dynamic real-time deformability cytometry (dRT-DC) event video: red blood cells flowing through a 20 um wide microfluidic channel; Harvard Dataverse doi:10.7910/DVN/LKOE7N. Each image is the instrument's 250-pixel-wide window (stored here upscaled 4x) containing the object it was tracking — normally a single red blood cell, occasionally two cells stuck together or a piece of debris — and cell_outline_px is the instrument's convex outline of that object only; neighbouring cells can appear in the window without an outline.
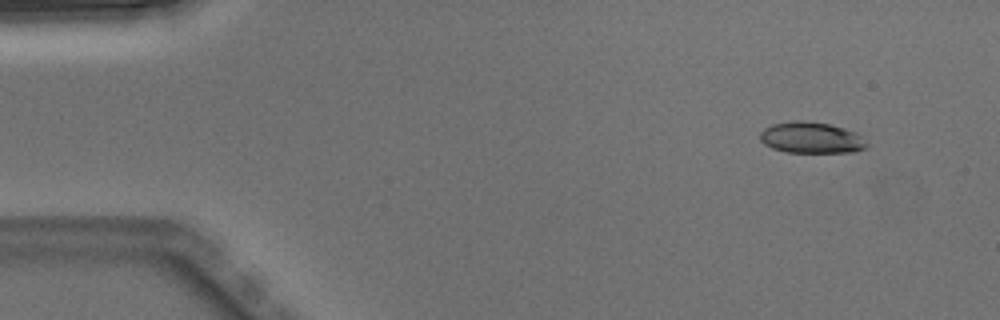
{"species": "Egyptian fruit bat (a non-hibernating species)", "species_latin": "Rousettus aegyptiacus", "temperature_condition": "warm", "stored_images_in_passage": 4, "camera_frame_rate_fps": 3000, "um_per_image_px": 0.085, "animal": {"sex": "male"}, "frame": {"image": 1, "passage_image": 1, "time_ms": 0.0, "image_size_px": [1000, 320], "cell_outline_px": [[868, 144], [864, 148], [852, 152], [788, 152], [772, 148], [764, 144], [760, 140], [760, 132], [764, 128], [772, 124], [792, 120], [804, 120], [828, 124], [844, 128], [856, 132], [864, 136]], "centroid_in_image_um": [68.96, 11.69], "position_along_channel_um": 16.0, "area_um2": 19.54}}